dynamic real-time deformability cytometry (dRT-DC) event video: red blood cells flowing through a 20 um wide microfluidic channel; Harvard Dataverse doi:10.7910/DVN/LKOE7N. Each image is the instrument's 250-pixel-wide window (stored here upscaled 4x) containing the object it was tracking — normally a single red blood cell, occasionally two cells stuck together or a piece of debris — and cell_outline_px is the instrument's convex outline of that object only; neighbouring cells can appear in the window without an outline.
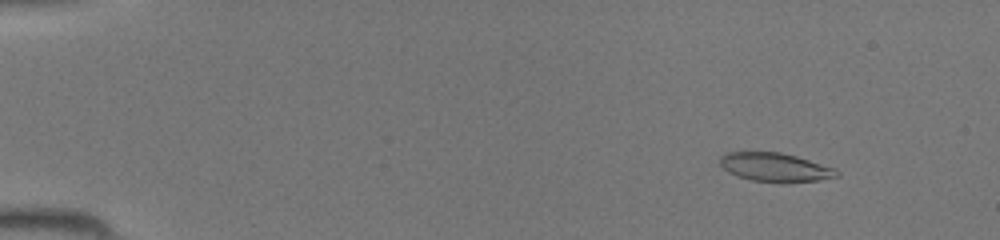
{"species": "common noctule bat (a hibernating species)", "species_latin": "Nyctalus noctula", "temperature_condition": "room temperature", "stored_images_in_passage": 47, "camera_frame_rate_fps": 3000, "um_per_image_px": 0.085, "animal": {"sex": "female", "body_mass_g": 19.5, "forearm_length_mm": 54.1}, "frame": {"image": 1, "passage_image": 6, "time_ms": 1.667, "image_size_px": [1000, 240], "cell_outline_px": [[840, 176], [816, 180], [752, 180], [728, 172], [720, 164], [720, 156], [724, 152], [780, 152], [796, 156], [836, 168], [840, 172]], "centroid_in_image_um": [65.88, 14.17], "position_along_channel_um": 19.1, "area_um2": 18.84}}
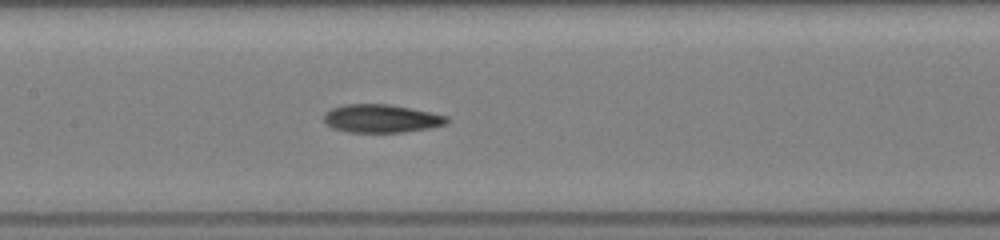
{"frame": {"image": 2, "passage_image": 24, "time_ms": 7.667, "image_size_px": [1000, 240], "cell_outline_px": [[448, 120], [444, 124], [428, 128], [404, 132], [348, 132], [332, 128], [324, 120], [324, 112], [332, 108], [344, 104], [388, 104], [448, 116]], "centroid_in_image_um": [32.36, 10.07], "position_along_channel_um": 175.0, "area_um2": 19.94}}
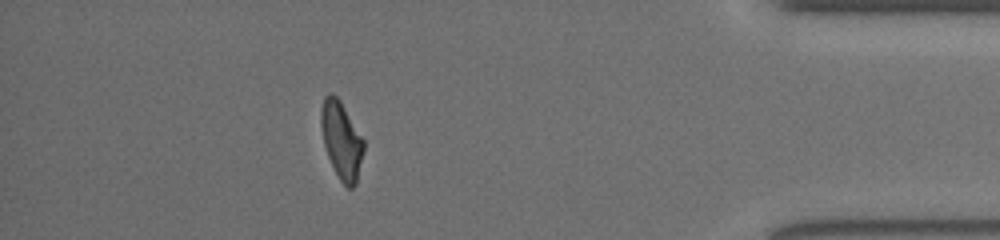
{"frame": {"image": 3, "passage_image": 42, "time_ms": 13.667, "image_size_px": [1000, 240], "cell_outline_px": [[364, 148], [356, 184], [352, 188], [348, 188], [340, 180], [328, 156], [324, 144], [320, 128], [320, 112], [324, 96], [328, 92], [332, 92], [340, 100], [364, 140]], "centroid_in_image_um": [29.01, 11.88], "position_along_channel_um": 406.2, "area_um2": 19.13}}